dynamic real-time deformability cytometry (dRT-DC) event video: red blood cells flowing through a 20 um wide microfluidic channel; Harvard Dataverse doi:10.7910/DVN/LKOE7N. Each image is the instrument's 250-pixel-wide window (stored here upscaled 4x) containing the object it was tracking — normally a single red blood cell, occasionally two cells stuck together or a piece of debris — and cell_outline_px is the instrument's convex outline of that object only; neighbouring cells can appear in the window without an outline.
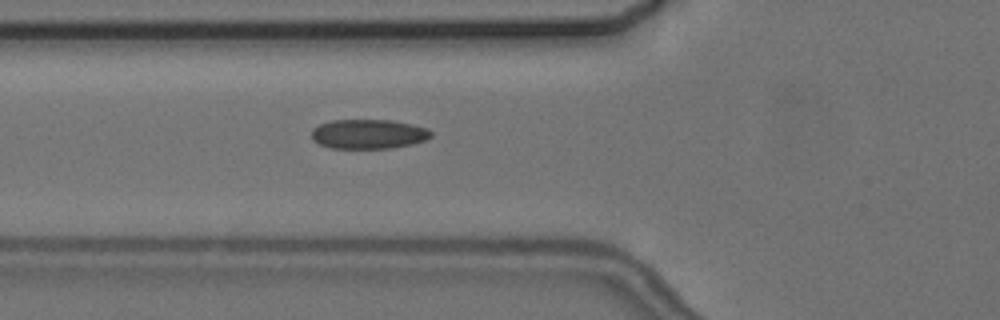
{"species": "common noctule bat (a hibernating species)", "species_latin": "Nyctalus noctula", "temperature_condition": "cold", "stored_images_in_passage": 4, "camera_frame_rate_fps": 3000, "um_per_image_px": 0.085, "animal": {"sex": "female", "body_mass_g": 24.6, "forearm_length_mm": 56.2}, "frame": {"image": 1, "passage_image": 4, "time_ms": 8.333, "image_size_px": [1000, 320], "cell_outline_px": [[432, 136], [424, 140], [412, 144], [392, 148], [328, 148], [312, 140], [312, 128], [320, 124], [332, 120], [392, 120], [412, 124], [428, 128], [432, 132]], "centroid_in_image_um": [31.32, 11.39], "position_along_channel_um": 94.5, "area_um2": 20.63}}